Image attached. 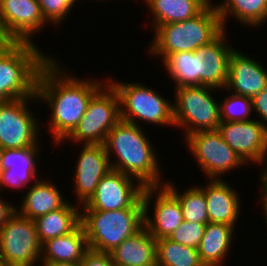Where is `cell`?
<instances>
[{"mask_svg":"<svg viewBox=\"0 0 267 266\" xmlns=\"http://www.w3.org/2000/svg\"><path fill=\"white\" fill-rule=\"evenodd\" d=\"M54 56L40 69L36 96L48 104L50 119L48 126L53 143L63 141L78 125L91 97L104 85L103 81L80 79L66 73L54 60ZM68 74V75H67Z\"/></svg>","mask_w":267,"mask_h":266,"instance_id":"obj_1","label":"cell"},{"mask_svg":"<svg viewBox=\"0 0 267 266\" xmlns=\"http://www.w3.org/2000/svg\"><path fill=\"white\" fill-rule=\"evenodd\" d=\"M143 127L120 120L104 142L112 169L135 177L144 187L162 186L159 159ZM117 159L113 162L111 154ZM162 181V182H161Z\"/></svg>","mask_w":267,"mask_h":266,"instance_id":"obj_2","label":"cell"},{"mask_svg":"<svg viewBox=\"0 0 267 266\" xmlns=\"http://www.w3.org/2000/svg\"><path fill=\"white\" fill-rule=\"evenodd\" d=\"M211 2L196 16L176 23L160 25L149 45V53L164 60L176 52L195 51L212 42L224 29Z\"/></svg>","mask_w":267,"mask_h":266,"instance_id":"obj_3","label":"cell"},{"mask_svg":"<svg viewBox=\"0 0 267 266\" xmlns=\"http://www.w3.org/2000/svg\"><path fill=\"white\" fill-rule=\"evenodd\" d=\"M42 52L35 43L12 42L0 54V102L36 96L40 69L52 58Z\"/></svg>","mask_w":267,"mask_h":266,"instance_id":"obj_4","label":"cell"},{"mask_svg":"<svg viewBox=\"0 0 267 266\" xmlns=\"http://www.w3.org/2000/svg\"><path fill=\"white\" fill-rule=\"evenodd\" d=\"M81 224L89 249L110 253L144 227V208L115 211L82 209Z\"/></svg>","mask_w":267,"mask_h":266,"instance_id":"obj_5","label":"cell"},{"mask_svg":"<svg viewBox=\"0 0 267 266\" xmlns=\"http://www.w3.org/2000/svg\"><path fill=\"white\" fill-rule=\"evenodd\" d=\"M118 94L121 120L139 125V120L163 126H175L173 102L141 83L106 79ZM138 119V120H137Z\"/></svg>","mask_w":267,"mask_h":266,"instance_id":"obj_6","label":"cell"},{"mask_svg":"<svg viewBox=\"0 0 267 266\" xmlns=\"http://www.w3.org/2000/svg\"><path fill=\"white\" fill-rule=\"evenodd\" d=\"M174 90V124L183 127L185 138L196 132L217 130L221 122L220 102H216L212 94L218 89L208 86H183Z\"/></svg>","mask_w":267,"mask_h":266,"instance_id":"obj_7","label":"cell"},{"mask_svg":"<svg viewBox=\"0 0 267 266\" xmlns=\"http://www.w3.org/2000/svg\"><path fill=\"white\" fill-rule=\"evenodd\" d=\"M121 120L118 94L105 83L92 97L75 129L60 143L104 144L108 132Z\"/></svg>","mask_w":267,"mask_h":266,"instance_id":"obj_8","label":"cell"},{"mask_svg":"<svg viewBox=\"0 0 267 266\" xmlns=\"http://www.w3.org/2000/svg\"><path fill=\"white\" fill-rule=\"evenodd\" d=\"M41 251L34 220L17 212L0 227V259L6 266H35Z\"/></svg>","mask_w":267,"mask_h":266,"instance_id":"obj_9","label":"cell"},{"mask_svg":"<svg viewBox=\"0 0 267 266\" xmlns=\"http://www.w3.org/2000/svg\"><path fill=\"white\" fill-rule=\"evenodd\" d=\"M183 141L208 179L222 180V174L224 177L231 169L234 171L246 164L223 140L218 130L196 132Z\"/></svg>","mask_w":267,"mask_h":266,"instance_id":"obj_10","label":"cell"},{"mask_svg":"<svg viewBox=\"0 0 267 266\" xmlns=\"http://www.w3.org/2000/svg\"><path fill=\"white\" fill-rule=\"evenodd\" d=\"M32 100L38 102L37 96L0 102V146L3 149L39 146V120L27 105Z\"/></svg>","mask_w":267,"mask_h":266,"instance_id":"obj_11","label":"cell"},{"mask_svg":"<svg viewBox=\"0 0 267 266\" xmlns=\"http://www.w3.org/2000/svg\"><path fill=\"white\" fill-rule=\"evenodd\" d=\"M144 188L140 182L133 181V177L111 169L98 183L94 195L80 209L115 211L144 208Z\"/></svg>","mask_w":267,"mask_h":266,"instance_id":"obj_12","label":"cell"},{"mask_svg":"<svg viewBox=\"0 0 267 266\" xmlns=\"http://www.w3.org/2000/svg\"><path fill=\"white\" fill-rule=\"evenodd\" d=\"M46 23L38 0H0L1 38L11 42L34 43L33 33L40 32Z\"/></svg>","mask_w":267,"mask_h":266,"instance_id":"obj_13","label":"cell"},{"mask_svg":"<svg viewBox=\"0 0 267 266\" xmlns=\"http://www.w3.org/2000/svg\"><path fill=\"white\" fill-rule=\"evenodd\" d=\"M217 130L246 164L267 165V129L259 119L220 122Z\"/></svg>","mask_w":267,"mask_h":266,"instance_id":"obj_14","label":"cell"},{"mask_svg":"<svg viewBox=\"0 0 267 266\" xmlns=\"http://www.w3.org/2000/svg\"><path fill=\"white\" fill-rule=\"evenodd\" d=\"M155 194V196H154ZM154 199L153 217L149 208ZM144 205V227L157 240L169 238L173 231L184 221L178 199L163 185L145 187L142 195ZM149 214V215H148Z\"/></svg>","mask_w":267,"mask_h":266,"instance_id":"obj_15","label":"cell"},{"mask_svg":"<svg viewBox=\"0 0 267 266\" xmlns=\"http://www.w3.org/2000/svg\"><path fill=\"white\" fill-rule=\"evenodd\" d=\"M226 30L212 42L197 48L194 58L197 66V86L225 90L228 81L229 59L235 48L227 43ZM229 45V46H228Z\"/></svg>","mask_w":267,"mask_h":266,"instance_id":"obj_16","label":"cell"},{"mask_svg":"<svg viewBox=\"0 0 267 266\" xmlns=\"http://www.w3.org/2000/svg\"><path fill=\"white\" fill-rule=\"evenodd\" d=\"M74 168V189L81 207L94 195L100 180L112 169L104 144H83Z\"/></svg>","mask_w":267,"mask_h":266,"instance_id":"obj_17","label":"cell"},{"mask_svg":"<svg viewBox=\"0 0 267 266\" xmlns=\"http://www.w3.org/2000/svg\"><path fill=\"white\" fill-rule=\"evenodd\" d=\"M267 87V70L261 63L234 49L229 59L225 89L233 94L253 98Z\"/></svg>","mask_w":267,"mask_h":266,"instance_id":"obj_18","label":"cell"},{"mask_svg":"<svg viewBox=\"0 0 267 266\" xmlns=\"http://www.w3.org/2000/svg\"><path fill=\"white\" fill-rule=\"evenodd\" d=\"M40 146L4 149L2 155L3 172L0 175V193L4 186L19 189L26 188L27 183L39 180L36 160L41 152ZM39 149V150H38ZM38 157V158H37ZM36 176L38 178H36Z\"/></svg>","mask_w":267,"mask_h":266,"instance_id":"obj_19","label":"cell"},{"mask_svg":"<svg viewBox=\"0 0 267 266\" xmlns=\"http://www.w3.org/2000/svg\"><path fill=\"white\" fill-rule=\"evenodd\" d=\"M209 222L235 226L241 211V199L234 188L224 179H210L203 185ZM238 219V220H237Z\"/></svg>","mask_w":267,"mask_h":266,"instance_id":"obj_20","label":"cell"},{"mask_svg":"<svg viewBox=\"0 0 267 266\" xmlns=\"http://www.w3.org/2000/svg\"><path fill=\"white\" fill-rule=\"evenodd\" d=\"M109 254L116 266H149L156 263V239L143 227Z\"/></svg>","mask_w":267,"mask_h":266,"instance_id":"obj_21","label":"cell"},{"mask_svg":"<svg viewBox=\"0 0 267 266\" xmlns=\"http://www.w3.org/2000/svg\"><path fill=\"white\" fill-rule=\"evenodd\" d=\"M88 250L86 233L80 223L69 234L44 242L40 262L80 263Z\"/></svg>","mask_w":267,"mask_h":266,"instance_id":"obj_22","label":"cell"},{"mask_svg":"<svg viewBox=\"0 0 267 266\" xmlns=\"http://www.w3.org/2000/svg\"><path fill=\"white\" fill-rule=\"evenodd\" d=\"M44 179H39L32 184L23 197L21 207L17 212L24 217L34 220L49 212L62 208L68 201L62 197L56 184ZM20 209V210H19Z\"/></svg>","mask_w":267,"mask_h":266,"instance_id":"obj_23","label":"cell"},{"mask_svg":"<svg viewBox=\"0 0 267 266\" xmlns=\"http://www.w3.org/2000/svg\"><path fill=\"white\" fill-rule=\"evenodd\" d=\"M235 227L227 224L209 222L198 247L200 260L204 266H222L233 246ZM233 236V237H232Z\"/></svg>","mask_w":267,"mask_h":266,"instance_id":"obj_24","label":"cell"},{"mask_svg":"<svg viewBox=\"0 0 267 266\" xmlns=\"http://www.w3.org/2000/svg\"><path fill=\"white\" fill-rule=\"evenodd\" d=\"M70 201L60 209L41 215L34 219L38 238L44 242L69 234L81 223V209Z\"/></svg>","mask_w":267,"mask_h":266,"instance_id":"obj_25","label":"cell"},{"mask_svg":"<svg viewBox=\"0 0 267 266\" xmlns=\"http://www.w3.org/2000/svg\"><path fill=\"white\" fill-rule=\"evenodd\" d=\"M210 0H147L145 4L153 14L152 28L185 21L198 15Z\"/></svg>","mask_w":267,"mask_h":266,"instance_id":"obj_26","label":"cell"},{"mask_svg":"<svg viewBox=\"0 0 267 266\" xmlns=\"http://www.w3.org/2000/svg\"><path fill=\"white\" fill-rule=\"evenodd\" d=\"M215 7L224 30L230 15L251 28H257L267 21V0H225Z\"/></svg>","mask_w":267,"mask_h":266,"instance_id":"obj_27","label":"cell"},{"mask_svg":"<svg viewBox=\"0 0 267 266\" xmlns=\"http://www.w3.org/2000/svg\"><path fill=\"white\" fill-rule=\"evenodd\" d=\"M163 185L178 199L184 221L208 224L209 217L204 190L201 186H191L182 193L170 180ZM177 190V191H176Z\"/></svg>","mask_w":267,"mask_h":266,"instance_id":"obj_28","label":"cell"},{"mask_svg":"<svg viewBox=\"0 0 267 266\" xmlns=\"http://www.w3.org/2000/svg\"><path fill=\"white\" fill-rule=\"evenodd\" d=\"M156 263L159 266H204L198 249L179 244L169 238L156 240Z\"/></svg>","mask_w":267,"mask_h":266,"instance_id":"obj_29","label":"cell"},{"mask_svg":"<svg viewBox=\"0 0 267 266\" xmlns=\"http://www.w3.org/2000/svg\"><path fill=\"white\" fill-rule=\"evenodd\" d=\"M166 71L173 79L175 86H197V66L194 51L176 52L164 60Z\"/></svg>","mask_w":267,"mask_h":266,"instance_id":"obj_30","label":"cell"},{"mask_svg":"<svg viewBox=\"0 0 267 266\" xmlns=\"http://www.w3.org/2000/svg\"><path fill=\"white\" fill-rule=\"evenodd\" d=\"M252 98L233 94L220 101L221 122L251 120Z\"/></svg>","mask_w":267,"mask_h":266,"instance_id":"obj_31","label":"cell"},{"mask_svg":"<svg viewBox=\"0 0 267 266\" xmlns=\"http://www.w3.org/2000/svg\"><path fill=\"white\" fill-rule=\"evenodd\" d=\"M207 224L183 221L169 239L179 244L198 249Z\"/></svg>","mask_w":267,"mask_h":266,"instance_id":"obj_32","label":"cell"},{"mask_svg":"<svg viewBox=\"0 0 267 266\" xmlns=\"http://www.w3.org/2000/svg\"><path fill=\"white\" fill-rule=\"evenodd\" d=\"M78 0H38L44 19L48 23L60 24L66 19Z\"/></svg>","mask_w":267,"mask_h":266,"instance_id":"obj_33","label":"cell"},{"mask_svg":"<svg viewBox=\"0 0 267 266\" xmlns=\"http://www.w3.org/2000/svg\"><path fill=\"white\" fill-rule=\"evenodd\" d=\"M81 266H116L109 253L89 249L80 261Z\"/></svg>","mask_w":267,"mask_h":266,"instance_id":"obj_34","label":"cell"},{"mask_svg":"<svg viewBox=\"0 0 267 266\" xmlns=\"http://www.w3.org/2000/svg\"><path fill=\"white\" fill-rule=\"evenodd\" d=\"M252 107L262 120L259 122L267 129V87L252 98Z\"/></svg>","mask_w":267,"mask_h":266,"instance_id":"obj_35","label":"cell"},{"mask_svg":"<svg viewBox=\"0 0 267 266\" xmlns=\"http://www.w3.org/2000/svg\"><path fill=\"white\" fill-rule=\"evenodd\" d=\"M17 208L12 203L10 204L6 200L0 199V227L6 224L17 213Z\"/></svg>","mask_w":267,"mask_h":266,"instance_id":"obj_36","label":"cell"},{"mask_svg":"<svg viewBox=\"0 0 267 266\" xmlns=\"http://www.w3.org/2000/svg\"><path fill=\"white\" fill-rule=\"evenodd\" d=\"M265 168L263 169V173L261 174L262 176L260 177V181H261V188H262V193H261V197H262V207L263 208V214H265V221L267 225V165L264 166Z\"/></svg>","mask_w":267,"mask_h":266,"instance_id":"obj_37","label":"cell"},{"mask_svg":"<svg viewBox=\"0 0 267 266\" xmlns=\"http://www.w3.org/2000/svg\"><path fill=\"white\" fill-rule=\"evenodd\" d=\"M81 266L80 263H66V262H41V266Z\"/></svg>","mask_w":267,"mask_h":266,"instance_id":"obj_38","label":"cell"},{"mask_svg":"<svg viewBox=\"0 0 267 266\" xmlns=\"http://www.w3.org/2000/svg\"><path fill=\"white\" fill-rule=\"evenodd\" d=\"M11 41L0 38V54L11 44Z\"/></svg>","mask_w":267,"mask_h":266,"instance_id":"obj_39","label":"cell"},{"mask_svg":"<svg viewBox=\"0 0 267 266\" xmlns=\"http://www.w3.org/2000/svg\"><path fill=\"white\" fill-rule=\"evenodd\" d=\"M4 149L0 146V175L3 172L2 168V155H3Z\"/></svg>","mask_w":267,"mask_h":266,"instance_id":"obj_40","label":"cell"},{"mask_svg":"<svg viewBox=\"0 0 267 266\" xmlns=\"http://www.w3.org/2000/svg\"><path fill=\"white\" fill-rule=\"evenodd\" d=\"M0 266H6L1 259H0Z\"/></svg>","mask_w":267,"mask_h":266,"instance_id":"obj_41","label":"cell"},{"mask_svg":"<svg viewBox=\"0 0 267 266\" xmlns=\"http://www.w3.org/2000/svg\"><path fill=\"white\" fill-rule=\"evenodd\" d=\"M149 266H159L157 263H155V264H152V265H149Z\"/></svg>","mask_w":267,"mask_h":266,"instance_id":"obj_42","label":"cell"}]
</instances>
